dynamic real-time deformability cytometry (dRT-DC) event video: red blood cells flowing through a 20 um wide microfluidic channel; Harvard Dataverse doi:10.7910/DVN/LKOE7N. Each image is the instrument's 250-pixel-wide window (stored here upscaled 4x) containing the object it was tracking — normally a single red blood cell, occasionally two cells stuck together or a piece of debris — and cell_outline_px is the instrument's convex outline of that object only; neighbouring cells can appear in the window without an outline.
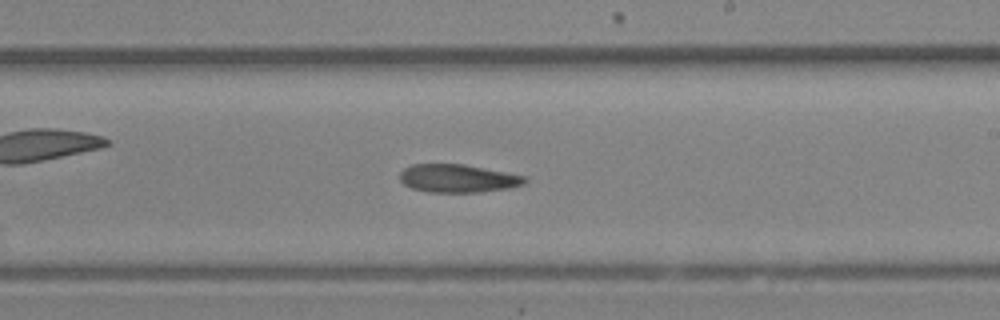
{"species": "Egyptian fruit bat (a non-hibernating species)", "species_latin": "Rousettus aegyptiacus", "temperature_condition": "room temperature", "stored_images_in_passage": 13, "camera_frame_rate_fps": 3000, "um_per_image_px": 0.085, "animal": {"sex": "female"}, "frame": {"image": 1, "passage_image": 10, "time_ms": 3.0, "image_size_px": [1000, 320], "cell_outline_px": [[528, 180], [524, 184], [508, 188], [480, 192], [428, 192], [412, 188], [404, 184], [400, 180], [400, 172], [404, 168], [412, 164], [464, 164], [524, 176]], "centroid_in_image_um": [38.89, 15.16], "position_along_channel_um": 250.1, "area_um2": 20.35}}